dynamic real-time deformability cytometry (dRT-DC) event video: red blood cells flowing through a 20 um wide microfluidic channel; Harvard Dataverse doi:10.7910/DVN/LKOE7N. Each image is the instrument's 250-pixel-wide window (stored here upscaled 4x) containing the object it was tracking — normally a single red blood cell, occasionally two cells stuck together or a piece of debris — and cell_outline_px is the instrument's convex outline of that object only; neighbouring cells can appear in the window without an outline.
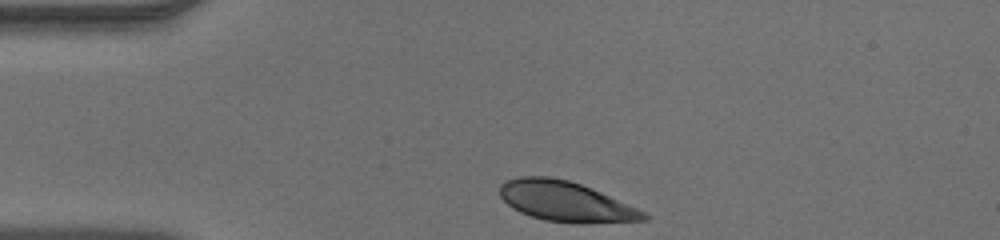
{"species": "human", "species_latin": "Homo sapiens", "temperature_condition": "warm", "stored_images_in_passage": 31, "camera_frame_rate_fps": 3000, "um_per_image_px": 0.085, "donor": {"sex": "male"}, "frame": {"image": 1, "passage_image": 1, "time_ms": 0.0, "image_size_px": [1000, 240], "cell_outline_px": [[648, 220], [584, 224], [572, 224], [544, 220], [520, 212], [512, 208], [500, 196], [500, 184], [508, 180], [520, 176], [548, 176], [568, 180], [580, 184], [600, 192], [636, 208], [644, 212], [648, 216]], "centroid_in_image_um": [48.06, 17.14], "position_along_channel_um": 36.9, "area_um2": 33.52}}
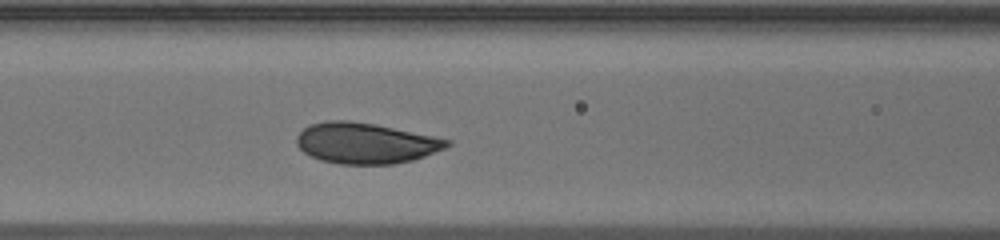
{"frame": {"image": 2, "passage_image": 11, "time_ms": 3.333, "image_size_px": [1000, 240], "cell_outline_px": [[452, 144], [444, 148], [424, 156], [412, 160], [396, 164], [340, 164], [320, 160], [304, 152], [296, 144], [296, 136], [308, 124], [328, 120], [348, 120], [376, 124], [452, 140]], "centroid_in_image_um": [31.06, 12.16], "position_along_channel_um": 135.5, "area_um2": 35.78}}
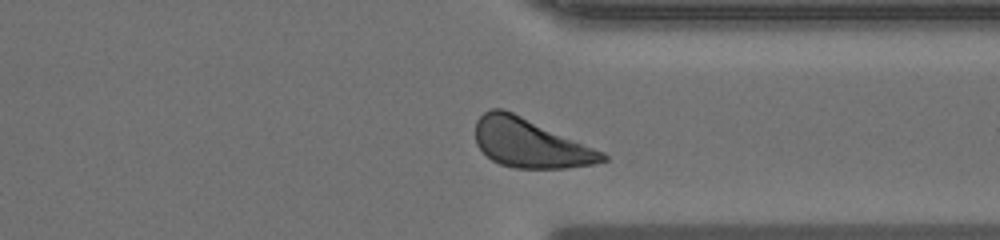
{"frame": {"image": 3, "passage_image": 28, "time_ms": 9.0, "image_size_px": [1000, 240], "cell_outline_px": [[608, 160], [592, 164], [564, 168], [512, 168], [500, 164], [492, 160], [476, 144], [476, 120], [484, 112], [492, 108], [504, 108], [604, 152], [608, 156]], "centroid_in_image_um": [45.05, 12.17], "position_along_channel_um": 366.3, "area_um2": 35.95}}